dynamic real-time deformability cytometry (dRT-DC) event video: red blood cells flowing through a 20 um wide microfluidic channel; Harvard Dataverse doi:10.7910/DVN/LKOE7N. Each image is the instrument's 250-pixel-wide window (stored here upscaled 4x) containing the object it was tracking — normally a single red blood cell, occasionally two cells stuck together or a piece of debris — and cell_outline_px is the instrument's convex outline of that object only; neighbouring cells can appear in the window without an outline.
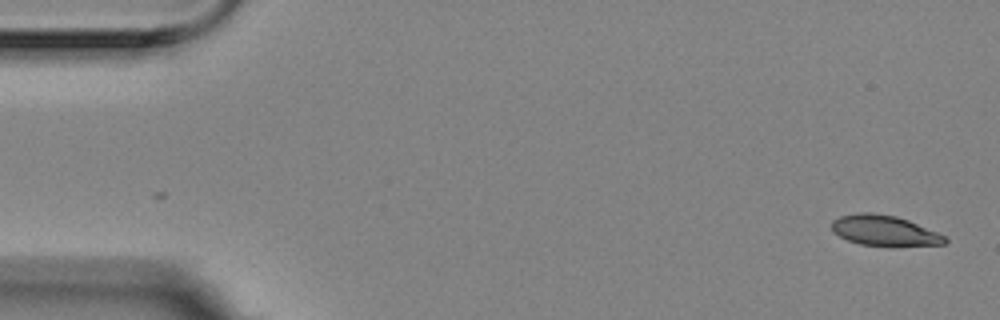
{"species": "Egyptian fruit bat (a non-hibernating species)", "species_latin": "Rousettus aegyptiacus", "temperature_condition": "room temperature", "stored_images_in_passage": 9, "camera_frame_rate_fps": 3000, "um_per_image_px": 0.085, "animal": {"sex": "female"}, "frame": {"image": 1, "passage_image": 1, "time_ms": 0.0, "image_size_px": [1000, 320], "cell_outline_px": [[948, 240], [944, 244], [896, 248], [892, 248], [860, 244], [848, 240], [832, 232], [832, 220], [840, 216], [860, 212], [872, 212], [896, 216], [908, 220], [936, 232], [944, 236]], "centroid_in_image_um": [75.18, 19.63], "position_along_channel_um": 9.8, "area_um2": 20.58}}